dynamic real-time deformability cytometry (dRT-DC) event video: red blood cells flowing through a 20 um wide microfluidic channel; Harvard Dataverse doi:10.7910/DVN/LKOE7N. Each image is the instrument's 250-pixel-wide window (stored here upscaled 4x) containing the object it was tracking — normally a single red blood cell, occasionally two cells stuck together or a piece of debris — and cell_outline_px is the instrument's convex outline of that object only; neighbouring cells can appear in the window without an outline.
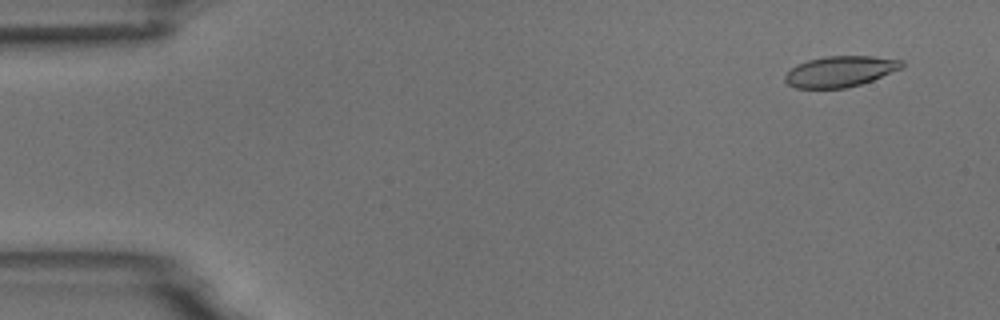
{"species": "common noctule bat (a hibernating species)", "species_latin": "Nyctalus noctula", "temperature_condition": "room temperature", "stored_images_in_passage": 6, "camera_frame_rate_fps": 3000, "um_per_image_px": 0.085, "animal": {"sex": "male", "body_mass_g": 18.8}, "frame": {"image": 1, "passage_image": 2, "time_ms": 1.0, "image_size_px": [1000, 320], "cell_outline_px": [[904, 68], [872, 80], [860, 84], [844, 88], [796, 88], [788, 84], [784, 80], [784, 76], [796, 64], [808, 60], [824, 56], [872, 56], [904, 60]], "centroid_in_image_um": [71.44, 6.06], "position_along_channel_um": 13.6, "area_um2": 21.04}}
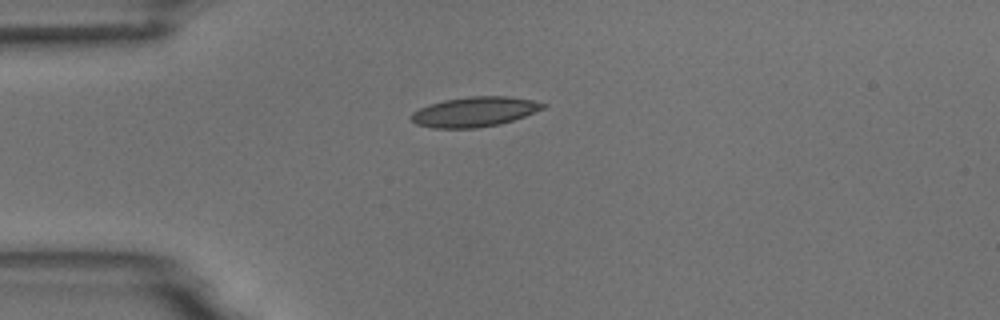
{"frame": {"image": 2, "passage_image": 5, "time_ms": 4.333, "image_size_px": [1000, 320], "cell_outline_px": [[548, 104], [544, 108], [524, 116], [500, 124], [476, 128], [432, 128], [416, 124], [408, 116], [412, 112], [428, 104], [444, 100], [468, 96], [508, 96], [532, 100]], "centroid_in_image_um": [40.3, 9.5], "position_along_channel_um": 44.7, "area_um2": 23.0}}